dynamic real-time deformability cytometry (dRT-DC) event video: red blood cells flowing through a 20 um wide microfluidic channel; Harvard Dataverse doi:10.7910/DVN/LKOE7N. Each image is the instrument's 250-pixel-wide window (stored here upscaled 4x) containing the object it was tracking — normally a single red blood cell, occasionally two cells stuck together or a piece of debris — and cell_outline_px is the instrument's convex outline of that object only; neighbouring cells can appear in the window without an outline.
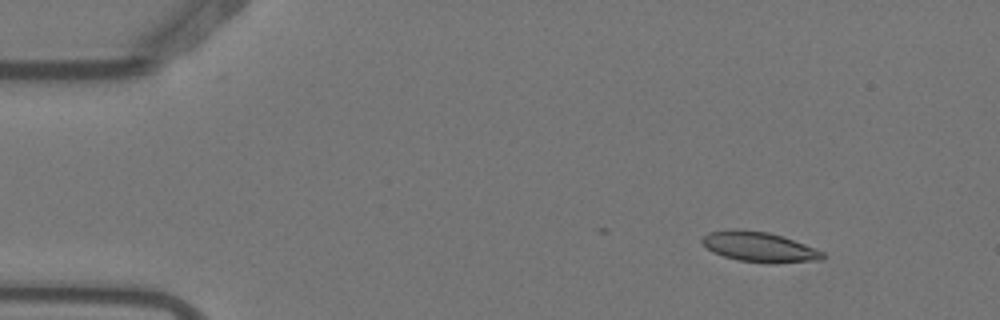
{"species": "Egyptian fruit bat (a non-hibernating species)", "species_latin": "Rousettus aegyptiacus", "temperature_condition": "warm", "stored_images_in_passage": 4, "camera_frame_rate_fps": 3000, "um_per_image_px": 0.085, "animal": {"sex": "female"}, "frame": {"image": 1, "passage_image": 2, "time_ms": 0.333, "image_size_px": [1000, 320], "cell_outline_px": [[824, 256], [820, 260], [776, 264], [768, 264], [740, 260], [724, 256], [712, 252], [700, 240], [708, 232], [732, 228], [736, 228], [768, 232], [804, 244], [824, 252]], "centroid_in_image_um": [64.52, 20.99], "position_along_channel_um": 20.5, "area_um2": 21.15}}
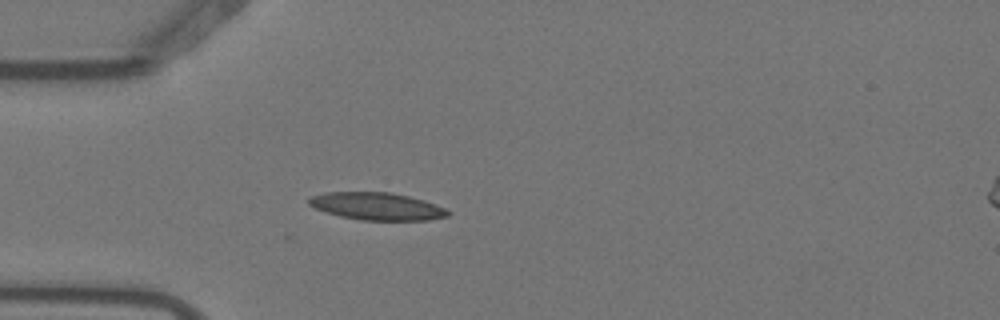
{"frame": {"image": 2, "passage_image": 4, "time_ms": 1.0, "image_size_px": [1000, 320], "cell_outline_px": [[452, 212], [448, 216], [428, 220], [360, 220], [340, 216], [316, 208], [308, 204], [308, 200], [312, 196], [324, 192], [388, 192], [408, 196], [436, 204]], "centroid_in_image_um": [32.05, 17.53], "position_along_channel_um": 52.9, "area_um2": 22.08}}